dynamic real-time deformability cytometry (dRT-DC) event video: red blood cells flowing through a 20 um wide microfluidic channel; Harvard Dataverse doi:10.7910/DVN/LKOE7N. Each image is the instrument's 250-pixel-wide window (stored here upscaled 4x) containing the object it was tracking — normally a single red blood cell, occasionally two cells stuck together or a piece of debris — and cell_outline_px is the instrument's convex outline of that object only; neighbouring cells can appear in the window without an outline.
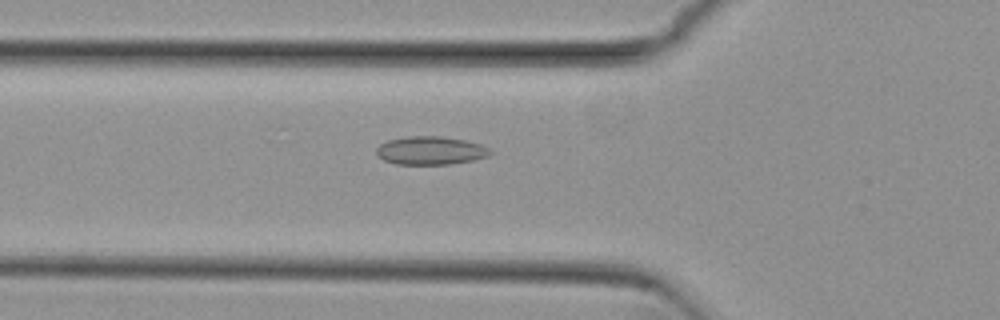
{"species": "common noctule bat (a hibernating species)", "species_latin": "Nyctalus noctula", "temperature_condition": "cold", "stored_images_in_passage": 54, "camera_frame_rate_fps": 3000, "um_per_image_px": 0.085, "animal": {"sex": "female", "body_mass_g": 29.2, "forearm_length_mm": 56.3}, "frame": {"image": 1, "passage_image": 19, "time_ms": 6.0, "image_size_px": [1000, 320], "cell_outline_px": [[492, 152], [488, 156], [472, 160], [448, 164], [396, 164], [384, 160], [376, 152], [376, 148], [380, 144], [388, 140], [408, 136], [440, 136], [464, 140], [480, 144], [488, 148]], "centroid_in_image_um": [36.58, 12.79], "position_along_channel_um": 89.2, "area_um2": 18.55}}
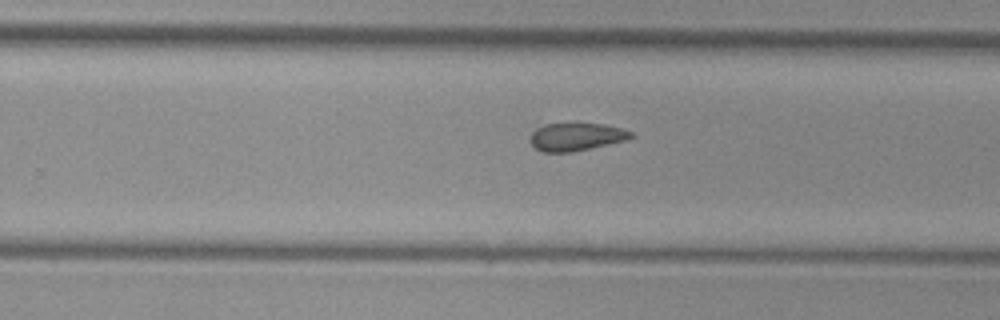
{"frame": {"image": 2, "passage_image": 34, "time_ms": 11.0, "image_size_px": [1000, 320], "cell_outline_px": [[636, 136], [628, 140], [572, 152], [544, 152], [536, 148], [528, 140], [532, 132], [536, 128], [544, 124], [604, 124], [624, 128], [636, 132]], "centroid_in_image_um": [49.05, 11.63], "position_along_channel_um": 280.8, "area_um2": 16.59}}
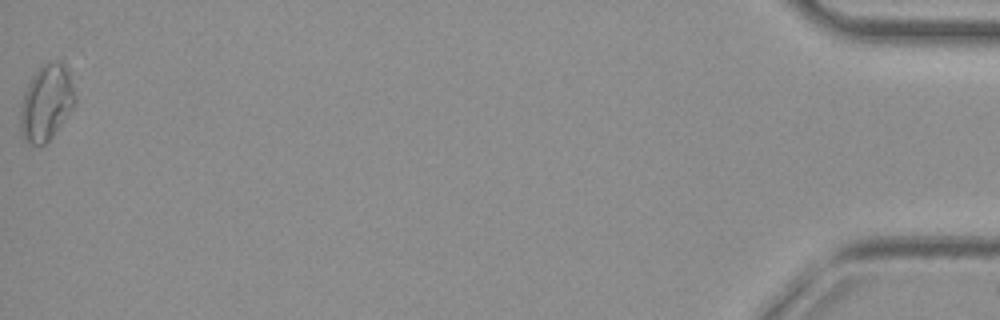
{"frame": {"image": 3, "passage_image": 54, "time_ms": 17.667, "image_size_px": [1000, 320], "cell_outline_px": [[76, 104], [52, 136], [44, 144], [28, 144], [20, 128], [20, 108], [24, 92], [32, 76], [44, 64], [52, 60], [60, 60], [68, 68], [76, 96]], "centroid_in_image_um": [3.96, 8.69], "position_along_channel_um": 431.2, "area_um2": 24.1}}